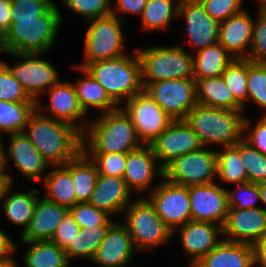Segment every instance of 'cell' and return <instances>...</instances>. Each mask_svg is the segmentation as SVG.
<instances>
[{
	"mask_svg": "<svg viewBox=\"0 0 266 267\" xmlns=\"http://www.w3.org/2000/svg\"><path fill=\"white\" fill-rule=\"evenodd\" d=\"M23 133L50 166L65 165L82 151V133L77 128L45 116L37 108Z\"/></svg>",
	"mask_w": 266,
	"mask_h": 267,
	"instance_id": "cell-1",
	"label": "cell"
},
{
	"mask_svg": "<svg viewBox=\"0 0 266 267\" xmlns=\"http://www.w3.org/2000/svg\"><path fill=\"white\" fill-rule=\"evenodd\" d=\"M91 121L82 133L85 154H127L142 146L131 118L122 106Z\"/></svg>",
	"mask_w": 266,
	"mask_h": 267,
	"instance_id": "cell-2",
	"label": "cell"
},
{
	"mask_svg": "<svg viewBox=\"0 0 266 267\" xmlns=\"http://www.w3.org/2000/svg\"><path fill=\"white\" fill-rule=\"evenodd\" d=\"M61 23L62 15L55 3L36 18L16 19L4 35L5 53L47 54L56 42Z\"/></svg>",
	"mask_w": 266,
	"mask_h": 267,
	"instance_id": "cell-3",
	"label": "cell"
},
{
	"mask_svg": "<svg viewBox=\"0 0 266 267\" xmlns=\"http://www.w3.org/2000/svg\"><path fill=\"white\" fill-rule=\"evenodd\" d=\"M243 113V111L197 104L184 121L199 137L203 147L213 143L226 147L243 139L245 119Z\"/></svg>",
	"mask_w": 266,
	"mask_h": 267,
	"instance_id": "cell-4",
	"label": "cell"
},
{
	"mask_svg": "<svg viewBox=\"0 0 266 267\" xmlns=\"http://www.w3.org/2000/svg\"><path fill=\"white\" fill-rule=\"evenodd\" d=\"M85 69L119 106L144 90L141 65L136 50L133 55L125 54L115 59L89 63Z\"/></svg>",
	"mask_w": 266,
	"mask_h": 267,
	"instance_id": "cell-5",
	"label": "cell"
},
{
	"mask_svg": "<svg viewBox=\"0 0 266 267\" xmlns=\"http://www.w3.org/2000/svg\"><path fill=\"white\" fill-rule=\"evenodd\" d=\"M136 52L143 87L156 81L193 78V56L180 45L148 46Z\"/></svg>",
	"mask_w": 266,
	"mask_h": 267,
	"instance_id": "cell-6",
	"label": "cell"
},
{
	"mask_svg": "<svg viewBox=\"0 0 266 267\" xmlns=\"http://www.w3.org/2000/svg\"><path fill=\"white\" fill-rule=\"evenodd\" d=\"M123 213H125V222L122 224L127 228L138 252L159 245L165 246L173 237L172 231L145 197L134 199Z\"/></svg>",
	"mask_w": 266,
	"mask_h": 267,
	"instance_id": "cell-7",
	"label": "cell"
},
{
	"mask_svg": "<svg viewBox=\"0 0 266 267\" xmlns=\"http://www.w3.org/2000/svg\"><path fill=\"white\" fill-rule=\"evenodd\" d=\"M86 30L84 38V61L76 66L85 68L89 63L115 59L123 56L124 35L121 25L125 24V19L112 13L111 15L92 19Z\"/></svg>",
	"mask_w": 266,
	"mask_h": 267,
	"instance_id": "cell-8",
	"label": "cell"
},
{
	"mask_svg": "<svg viewBox=\"0 0 266 267\" xmlns=\"http://www.w3.org/2000/svg\"><path fill=\"white\" fill-rule=\"evenodd\" d=\"M163 177L187 187L213 183L217 178V150L202 147L184 154L164 168Z\"/></svg>",
	"mask_w": 266,
	"mask_h": 267,
	"instance_id": "cell-9",
	"label": "cell"
},
{
	"mask_svg": "<svg viewBox=\"0 0 266 267\" xmlns=\"http://www.w3.org/2000/svg\"><path fill=\"white\" fill-rule=\"evenodd\" d=\"M16 57V63L12 67L3 62L10 73L19 81L27 95L34 101L40 100L52 85L60 80L59 73L53 63L41 59L44 54H18L15 52L5 53Z\"/></svg>",
	"mask_w": 266,
	"mask_h": 267,
	"instance_id": "cell-10",
	"label": "cell"
},
{
	"mask_svg": "<svg viewBox=\"0 0 266 267\" xmlns=\"http://www.w3.org/2000/svg\"><path fill=\"white\" fill-rule=\"evenodd\" d=\"M150 97L173 119L185 120L197 105L194 78L169 79L148 83L144 87Z\"/></svg>",
	"mask_w": 266,
	"mask_h": 267,
	"instance_id": "cell-11",
	"label": "cell"
},
{
	"mask_svg": "<svg viewBox=\"0 0 266 267\" xmlns=\"http://www.w3.org/2000/svg\"><path fill=\"white\" fill-rule=\"evenodd\" d=\"M161 181L148 194L147 199L161 220L173 232L192 220L189 191L187 186L170 182L165 177H162Z\"/></svg>",
	"mask_w": 266,
	"mask_h": 267,
	"instance_id": "cell-12",
	"label": "cell"
},
{
	"mask_svg": "<svg viewBox=\"0 0 266 267\" xmlns=\"http://www.w3.org/2000/svg\"><path fill=\"white\" fill-rule=\"evenodd\" d=\"M124 104L142 145H150L174 121L144 90Z\"/></svg>",
	"mask_w": 266,
	"mask_h": 267,
	"instance_id": "cell-13",
	"label": "cell"
},
{
	"mask_svg": "<svg viewBox=\"0 0 266 267\" xmlns=\"http://www.w3.org/2000/svg\"><path fill=\"white\" fill-rule=\"evenodd\" d=\"M46 93H48L50 104L44 107L38 100L36 108L43 115L66 122L83 133L89 121L79 104L73 83L59 80Z\"/></svg>",
	"mask_w": 266,
	"mask_h": 267,
	"instance_id": "cell-14",
	"label": "cell"
},
{
	"mask_svg": "<svg viewBox=\"0 0 266 267\" xmlns=\"http://www.w3.org/2000/svg\"><path fill=\"white\" fill-rule=\"evenodd\" d=\"M150 146L163 169L174 159L203 147L199 137L184 120H174Z\"/></svg>",
	"mask_w": 266,
	"mask_h": 267,
	"instance_id": "cell-15",
	"label": "cell"
},
{
	"mask_svg": "<svg viewBox=\"0 0 266 267\" xmlns=\"http://www.w3.org/2000/svg\"><path fill=\"white\" fill-rule=\"evenodd\" d=\"M9 146L3 147V168L6 172L10 160L19 173L29 181L44 180L50 165L24 133L9 134ZM10 159V160H9Z\"/></svg>",
	"mask_w": 266,
	"mask_h": 267,
	"instance_id": "cell-16",
	"label": "cell"
},
{
	"mask_svg": "<svg viewBox=\"0 0 266 267\" xmlns=\"http://www.w3.org/2000/svg\"><path fill=\"white\" fill-rule=\"evenodd\" d=\"M188 191L193 221L224 225L229 209L227 188L213 182L189 186Z\"/></svg>",
	"mask_w": 266,
	"mask_h": 267,
	"instance_id": "cell-17",
	"label": "cell"
},
{
	"mask_svg": "<svg viewBox=\"0 0 266 267\" xmlns=\"http://www.w3.org/2000/svg\"><path fill=\"white\" fill-rule=\"evenodd\" d=\"M222 230L226 241L253 245L260 242L266 233V212L260 206L229 208Z\"/></svg>",
	"mask_w": 266,
	"mask_h": 267,
	"instance_id": "cell-18",
	"label": "cell"
},
{
	"mask_svg": "<svg viewBox=\"0 0 266 267\" xmlns=\"http://www.w3.org/2000/svg\"><path fill=\"white\" fill-rule=\"evenodd\" d=\"M185 18L188 42L194 51L218 43L219 22L210 17L199 0H180L178 18Z\"/></svg>",
	"mask_w": 266,
	"mask_h": 267,
	"instance_id": "cell-19",
	"label": "cell"
},
{
	"mask_svg": "<svg viewBox=\"0 0 266 267\" xmlns=\"http://www.w3.org/2000/svg\"><path fill=\"white\" fill-rule=\"evenodd\" d=\"M157 161L150 145H142L127 153L123 179L132 193H150L156 188L157 185L152 184L153 179L156 175L162 179L164 175V169Z\"/></svg>",
	"mask_w": 266,
	"mask_h": 267,
	"instance_id": "cell-20",
	"label": "cell"
},
{
	"mask_svg": "<svg viewBox=\"0 0 266 267\" xmlns=\"http://www.w3.org/2000/svg\"><path fill=\"white\" fill-rule=\"evenodd\" d=\"M177 232L180 234L185 255L190 257V267L194 266L223 240L222 226L211 222L191 220L184 226L175 229L172 236ZM220 236L222 237L220 238Z\"/></svg>",
	"mask_w": 266,
	"mask_h": 267,
	"instance_id": "cell-21",
	"label": "cell"
},
{
	"mask_svg": "<svg viewBox=\"0 0 266 267\" xmlns=\"http://www.w3.org/2000/svg\"><path fill=\"white\" fill-rule=\"evenodd\" d=\"M137 250L127 228L115 222L98 246L91 262L99 267H127Z\"/></svg>",
	"mask_w": 266,
	"mask_h": 267,
	"instance_id": "cell-22",
	"label": "cell"
},
{
	"mask_svg": "<svg viewBox=\"0 0 266 267\" xmlns=\"http://www.w3.org/2000/svg\"><path fill=\"white\" fill-rule=\"evenodd\" d=\"M253 23V18L244 9L225 21L219 22L218 43L234 59H248L253 36Z\"/></svg>",
	"mask_w": 266,
	"mask_h": 267,
	"instance_id": "cell-23",
	"label": "cell"
},
{
	"mask_svg": "<svg viewBox=\"0 0 266 267\" xmlns=\"http://www.w3.org/2000/svg\"><path fill=\"white\" fill-rule=\"evenodd\" d=\"M69 209L39 197L28 227L21 233V242L51 240Z\"/></svg>",
	"mask_w": 266,
	"mask_h": 267,
	"instance_id": "cell-24",
	"label": "cell"
},
{
	"mask_svg": "<svg viewBox=\"0 0 266 267\" xmlns=\"http://www.w3.org/2000/svg\"><path fill=\"white\" fill-rule=\"evenodd\" d=\"M131 194L123 178L99 174L88 202L108 215L114 216L116 213H123L129 206Z\"/></svg>",
	"mask_w": 266,
	"mask_h": 267,
	"instance_id": "cell-25",
	"label": "cell"
},
{
	"mask_svg": "<svg viewBox=\"0 0 266 267\" xmlns=\"http://www.w3.org/2000/svg\"><path fill=\"white\" fill-rule=\"evenodd\" d=\"M192 267H254L253 247L223 239Z\"/></svg>",
	"mask_w": 266,
	"mask_h": 267,
	"instance_id": "cell-26",
	"label": "cell"
},
{
	"mask_svg": "<svg viewBox=\"0 0 266 267\" xmlns=\"http://www.w3.org/2000/svg\"><path fill=\"white\" fill-rule=\"evenodd\" d=\"M74 67L84 76L72 82L79 104L86 115L90 108L101 114L117 109L119 106L109 97L104 87L85 69Z\"/></svg>",
	"mask_w": 266,
	"mask_h": 267,
	"instance_id": "cell-27",
	"label": "cell"
},
{
	"mask_svg": "<svg viewBox=\"0 0 266 267\" xmlns=\"http://www.w3.org/2000/svg\"><path fill=\"white\" fill-rule=\"evenodd\" d=\"M194 80L197 104L243 111L242 105L234 98L222 76Z\"/></svg>",
	"mask_w": 266,
	"mask_h": 267,
	"instance_id": "cell-28",
	"label": "cell"
},
{
	"mask_svg": "<svg viewBox=\"0 0 266 267\" xmlns=\"http://www.w3.org/2000/svg\"><path fill=\"white\" fill-rule=\"evenodd\" d=\"M52 169L42 180L46 189L43 197L70 209L77 203L71 173L64 165L52 166Z\"/></svg>",
	"mask_w": 266,
	"mask_h": 267,
	"instance_id": "cell-29",
	"label": "cell"
},
{
	"mask_svg": "<svg viewBox=\"0 0 266 267\" xmlns=\"http://www.w3.org/2000/svg\"><path fill=\"white\" fill-rule=\"evenodd\" d=\"M12 191V184L6 189L2 204V209L6 218L17 226H23L22 232L28 227L30 220L33 216L34 207L38 200L39 190L32 189L28 192L9 193ZM9 194V195H8ZM7 196V197H6Z\"/></svg>",
	"mask_w": 266,
	"mask_h": 267,
	"instance_id": "cell-30",
	"label": "cell"
},
{
	"mask_svg": "<svg viewBox=\"0 0 266 267\" xmlns=\"http://www.w3.org/2000/svg\"><path fill=\"white\" fill-rule=\"evenodd\" d=\"M64 166L71 173L76 202H88L99 175L96 164L81 151L73 160L67 162Z\"/></svg>",
	"mask_w": 266,
	"mask_h": 267,
	"instance_id": "cell-31",
	"label": "cell"
},
{
	"mask_svg": "<svg viewBox=\"0 0 266 267\" xmlns=\"http://www.w3.org/2000/svg\"><path fill=\"white\" fill-rule=\"evenodd\" d=\"M193 57V78L205 79L221 76L234 57L219 43L200 49Z\"/></svg>",
	"mask_w": 266,
	"mask_h": 267,
	"instance_id": "cell-32",
	"label": "cell"
},
{
	"mask_svg": "<svg viewBox=\"0 0 266 267\" xmlns=\"http://www.w3.org/2000/svg\"><path fill=\"white\" fill-rule=\"evenodd\" d=\"M22 243L29 245L22 259L24 267H68L70 264L64 249L51 240Z\"/></svg>",
	"mask_w": 266,
	"mask_h": 267,
	"instance_id": "cell-33",
	"label": "cell"
},
{
	"mask_svg": "<svg viewBox=\"0 0 266 267\" xmlns=\"http://www.w3.org/2000/svg\"><path fill=\"white\" fill-rule=\"evenodd\" d=\"M37 102H8L0 100V135L23 133Z\"/></svg>",
	"mask_w": 266,
	"mask_h": 267,
	"instance_id": "cell-34",
	"label": "cell"
},
{
	"mask_svg": "<svg viewBox=\"0 0 266 267\" xmlns=\"http://www.w3.org/2000/svg\"><path fill=\"white\" fill-rule=\"evenodd\" d=\"M110 227L94 226L80 229L78 235L64 249L68 260L71 262L78 258H86L90 262Z\"/></svg>",
	"mask_w": 266,
	"mask_h": 267,
	"instance_id": "cell-35",
	"label": "cell"
},
{
	"mask_svg": "<svg viewBox=\"0 0 266 267\" xmlns=\"http://www.w3.org/2000/svg\"><path fill=\"white\" fill-rule=\"evenodd\" d=\"M148 0L141 14L143 29L164 30L174 17H178L180 0ZM173 17V18H172Z\"/></svg>",
	"mask_w": 266,
	"mask_h": 267,
	"instance_id": "cell-36",
	"label": "cell"
},
{
	"mask_svg": "<svg viewBox=\"0 0 266 267\" xmlns=\"http://www.w3.org/2000/svg\"><path fill=\"white\" fill-rule=\"evenodd\" d=\"M217 151V177L225 183L240 184L247 182L246 169L238 151V142Z\"/></svg>",
	"mask_w": 266,
	"mask_h": 267,
	"instance_id": "cell-37",
	"label": "cell"
},
{
	"mask_svg": "<svg viewBox=\"0 0 266 267\" xmlns=\"http://www.w3.org/2000/svg\"><path fill=\"white\" fill-rule=\"evenodd\" d=\"M234 98L246 110L247 103V59H234L221 74Z\"/></svg>",
	"mask_w": 266,
	"mask_h": 267,
	"instance_id": "cell-38",
	"label": "cell"
},
{
	"mask_svg": "<svg viewBox=\"0 0 266 267\" xmlns=\"http://www.w3.org/2000/svg\"><path fill=\"white\" fill-rule=\"evenodd\" d=\"M238 151L246 169L247 182H266V156L251 146L244 139L238 142Z\"/></svg>",
	"mask_w": 266,
	"mask_h": 267,
	"instance_id": "cell-39",
	"label": "cell"
},
{
	"mask_svg": "<svg viewBox=\"0 0 266 267\" xmlns=\"http://www.w3.org/2000/svg\"><path fill=\"white\" fill-rule=\"evenodd\" d=\"M247 101H252L263 109L266 116V64H258L247 59Z\"/></svg>",
	"mask_w": 266,
	"mask_h": 267,
	"instance_id": "cell-40",
	"label": "cell"
},
{
	"mask_svg": "<svg viewBox=\"0 0 266 267\" xmlns=\"http://www.w3.org/2000/svg\"><path fill=\"white\" fill-rule=\"evenodd\" d=\"M69 213L81 229L94 226H112L113 221L105 211L97 209L89 202L76 203Z\"/></svg>",
	"mask_w": 266,
	"mask_h": 267,
	"instance_id": "cell-41",
	"label": "cell"
},
{
	"mask_svg": "<svg viewBox=\"0 0 266 267\" xmlns=\"http://www.w3.org/2000/svg\"><path fill=\"white\" fill-rule=\"evenodd\" d=\"M61 3L86 21L112 14L111 0H61Z\"/></svg>",
	"mask_w": 266,
	"mask_h": 267,
	"instance_id": "cell-42",
	"label": "cell"
},
{
	"mask_svg": "<svg viewBox=\"0 0 266 267\" xmlns=\"http://www.w3.org/2000/svg\"><path fill=\"white\" fill-rule=\"evenodd\" d=\"M0 100L8 102H36L22 88L19 81L0 60Z\"/></svg>",
	"mask_w": 266,
	"mask_h": 267,
	"instance_id": "cell-43",
	"label": "cell"
},
{
	"mask_svg": "<svg viewBox=\"0 0 266 267\" xmlns=\"http://www.w3.org/2000/svg\"><path fill=\"white\" fill-rule=\"evenodd\" d=\"M235 190L227 189L228 207L235 209H249L258 207L256 203L261 202L258 184L240 183L236 184Z\"/></svg>",
	"mask_w": 266,
	"mask_h": 267,
	"instance_id": "cell-44",
	"label": "cell"
},
{
	"mask_svg": "<svg viewBox=\"0 0 266 267\" xmlns=\"http://www.w3.org/2000/svg\"><path fill=\"white\" fill-rule=\"evenodd\" d=\"M97 166L100 175L121 177L126 167V153L86 154Z\"/></svg>",
	"mask_w": 266,
	"mask_h": 267,
	"instance_id": "cell-45",
	"label": "cell"
},
{
	"mask_svg": "<svg viewBox=\"0 0 266 267\" xmlns=\"http://www.w3.org/2000/svg\"><path fill=\"white\" fill-rule=\"evenodd\" d=\"M253 23V36L248 60L266 64V12L258 11Z\"/></svg>",
	"mask_w": 266,
	"mask_h": 267,
	"instance_id": "cell-46",
	"label": "cell"
},
{
	"mask_svg": "<svg viewBox=\"0 0 266 267\" xmlns=\"http://www.w3.org/2000/svg\"><path fill=\"white\" fill-rule=\"evenodd\" d=\"M11 23L16 19L36 18L44 14L54 2L51 0H11Z\"/></svg>",
	"mask_w": 266,
	"mask_h": 267,
	"instance_id": "cell-47",
	"label": "cell"
},
{
	"mask_svg": "<svg viewBox=\"0 0 266 267\" xmlns=\"http://www.w3.org/2000/svg\"><path fill=\"white\" fill-rule=\"evenodd\" d=\"M206 13L218 22L225 21L230 16L243 10V0H199Z\"/></svg>",
	"mask_w": 266,
	"mask_h": 267,
	"instance_id": "cell-48",
	"label": "cell"
},
{
	"mask_svg": "<svg viewBox=\"0 0 266 267\" xmlns=\"http://www.w3.org/2000/svg\"><path fill=\"white\" fill-rule=\"evenodd\" d=\"M251 124L245 116L243 139L266 156V116H261L254 127Z\"/></svg>",
	"mask_w": 266,
	"mask_h": 267,
	"instance_id": "cell-49",
	"label": "cell"
},
{
	"mask_svg": "<svg viewBox=\"0 0 266 267\" xmlns=\"http://www.w3.org/2000/svg\"><path fill=\"white\" fill-rule=\"evenodd\" d=\"M79 225L74 221V218L68 213L60 222L55 230L51 241L59 248L65 249L76 235L80 232Z\"/></svg>",
	"mask_w": 266,
	"mask_h": 267,
	"instance_id": "cell-50",
	"label": "cell"
},
{
	"mask_svg": "<svg viewBox=\"0 0 266 267\" xmlns=\"http://www.w3.org/2000/svg\"><path fill=\"white\" fill-rule=\"evenodd\" d=\"M148 0H116L115 9L112 8V13L119 12L125 14L140 15L143 12Z\"/></svg>",
	"mask_w": 266,
	"mask_h": 267,
	"instance_id": "cell-51",
	"label": "cell"
},
{
	"mask_svg": "<svg viewBox=\"0 0 266 267\" xmlns=\"http://www.w3.org/2000/svg\"><path fill=\"white\" fill-rule=\"evenodd\" d=\"M11 0H0V31L5 35L11 25Z\"/></svg>",
	"mask_w": 266,
	"mask_h": 267,
	"instance_id": "cell-52",
	"label": "cell"
},
{
	"mask_svg": "<svg viewBox=\"0 0 266 267\" xmlns=\"http://www.w3.org/2000/svg\"><path fill=\"white\" fill-rule=\"evenodd\" d=\"M14 251H17V244L0 229V258L13 254Z\"/></svg>",
	"mask_w": 266,
	"mask_h": 267,
	"instance_id": "cell-53",
	"label": "cell"
},
{
	"mask_svg": "<svg viewBox=\"0 0 266 267\" xmlns=\"http://www.w3.org/2000/svg\"><path fill=\"white\" fill-rule=\"evenodd\" d=\"M254 267H266V248H253Z\"/></svg>",
	"mask_w": 266,
	"mask_h": 267,
	"instance_id": "cell-54",
	"label": "cell"
},
{
	"mask_svg": "<svg viewBox=\"0 0 266 267\" xmlns=\"http://www.w3.org/2000/svg\"><path fill=\"white\" fill-rule=\"evenodd\" d=\"M13 185V177L8 175H0V202L3 199L6 189Z\"/></svg>",
	"mask_w": 266,
	"mask_h": 267,
	"instance_id": "cell-55",
	"label": "cell"
},
{
	"mask_svg": "<svg viewBox=\"0 0 266 267\" xmlns=\"http://www.w3.org/2000/svg\"><path fill=\"white\" fill-rule=\"evenodd\" d=\"M0 267H18L17 262L12 258V255H8L0 258Z\"/></svg>",
	"mask_w": 266,
	"mask_h": 267,
	"instance_id": "cell-56",
	"label": "cell"
},
{
	"mask_svg": "<svg viewBox=\"0 0 266 267\" xmlns=\"http://www.w3.org/2000/svg\"><path fill=\"white\" fill-rule=\"evenodd\" d=\"M258 190L260 193L261 202L265 206V208L262 207V209L266 212V182L258 183Z\"/></svg>",
	"mask_w": 266,
	"mask_h": 267,
	"instance_id": "cell-57",
	"label": "cell"
},
{
	"mask_svg": "<svg viewBox=\"0 0 266 267\" xmlns=\"http://www.w3.org/2000/svg\"><path fill=\"white\" fill-rule=\"evenodd\" d=\"M2 136L0 135V175H8V173L4 172L3 168V147H4V141H2Z\"/></svg>",
	"mask_w": 266,
	"mask_h": 267,
	"instance_id": "cell-58",
	"label": "cell"
},
{
	"mask_svg": "<svg viewBox=\"0 0 266 267\" xmlns=\"http://www.w3.org/2000/svg\"><path fill=\"white\" fill-rule=\"evenodd\" d=\"M253 248H266V233L263 235L260 242L252 245Z\"/></svg>",
	"mask_w": 266,
	"mask_h": 267,
	"instance_id": "cell-59",
	"label": "cell"
},
{
	"mask_svg": "<svg viewBox=\"0 0 266 267\" xmlns=\"http://www.w3.org/2000/svg\"><path fill=\"white\" fill-rule=\"evenodd\" d=\"M244 1V0H243ZM259 4L258 11L266 12V0H256Z\"/></svg>",
	"mask_w": 266,
	"mask_h": 267,
	"instance_id": "cell-60",
	"label": "cell"
},
{
	"mask_svg": "<svg viewBox=\"0 0 266 267\" xmlns=\"http://www.w3.org/2000/svg\"><path fill=\"white\" fill-rule=\"evenodd\" d=\"M0 52L5 53L4 34L0 31Z\"/></svg>",
	"mask_w": 266,
	"mask_h": 267,
	"instance_id": "cell-61",
	"label": "cell"
}]
</instances>
